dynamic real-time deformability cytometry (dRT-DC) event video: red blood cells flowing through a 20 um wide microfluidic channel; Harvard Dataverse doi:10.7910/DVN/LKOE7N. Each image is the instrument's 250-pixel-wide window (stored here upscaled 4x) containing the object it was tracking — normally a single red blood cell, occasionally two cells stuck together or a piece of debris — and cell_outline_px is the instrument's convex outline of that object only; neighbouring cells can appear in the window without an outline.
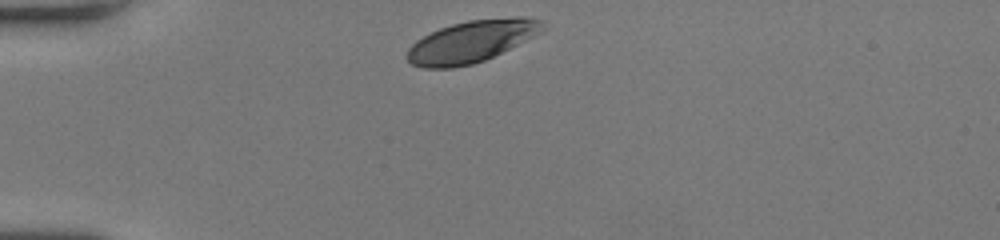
{"species": "human", "species_latin": "Homo sapiens", "temperature_condition": "room temperature", "stored_images_in_passage": 31, "camera_frame_rate_fps": 3000, "um_per_image_px": 0.085, "donor": {"sex": "female"}, "frame": {"image": 1, "passage_image": 1, "time_ms": 0.0, "image_size_px": [1000, 240], "cell_outline_px": [[548, 28], [484, 60], [472, 64], [452, 68], [424, 68], [412, 64], [408, 60], [408, 48], [416, 40], [440, 28], [452, 24], [468, 20], [516, 16], [524, 16], [540, 20]], "centroid_in_image_um": [40.07, 3.51], "position_along_channel_um": 44.9, "area_um2": 32.66}}
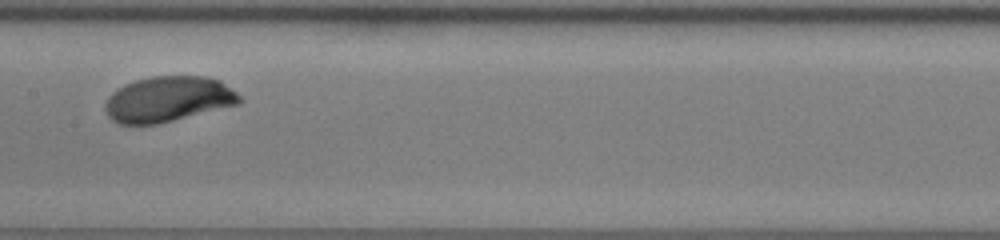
{"frame": {"image": 2, "passage_image": 15, "time_ms": 4.667, "image_size_px": [1000, 240], "cell_outline_px": [[244, 100], [240, 104], [156, 124], [116, 124], [108, 116], [104, 108], [104, 104], [108, 96], [112, 92], [124, 84], [136, 80], [152, 76], [204, 76], [220, 80], [236, 92]], "centroid_in_image_um": [14.28, 8.43], "position_along_channel_um": 193.1, "area_um2": 35.72}}
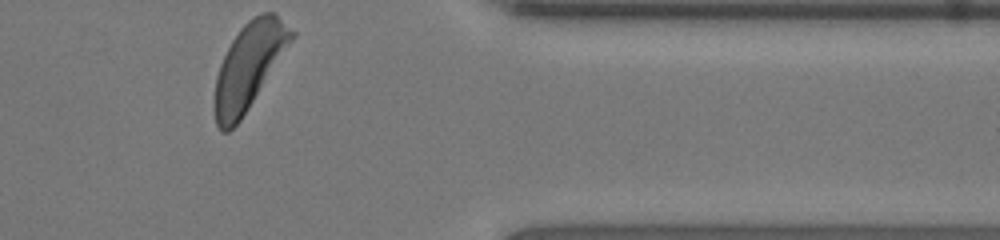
{"frame": {"image": 3, "passage_image": 31, "time_ms": 10.0, "image_size_px": [1000, 240], "cell_outline_px": [[296, 36], [240, 120], [228, 132], [220, 132], [216, 124], [212, 108], [212, 100], [216, 76], [220, 64], [232, 40], [240, 28], [248, 20], [260, 12], [272, 12], [296, 32]], "centroid_in_image_um": [21.12, 5.65], "position_along_channel_um": 390.3, "area_um2": 38.49}, "authors_computed_cell_mechanics": {"area_um2": 35.547, "velocity_mm_per_s": 3.9646, "shape_relaxation_time_tau1_ms": 1.7743, "shape_relaxation_time_tau2_ms": null, "deformation_change_tau1": 0.104, "deformation_change_tau2": null}}